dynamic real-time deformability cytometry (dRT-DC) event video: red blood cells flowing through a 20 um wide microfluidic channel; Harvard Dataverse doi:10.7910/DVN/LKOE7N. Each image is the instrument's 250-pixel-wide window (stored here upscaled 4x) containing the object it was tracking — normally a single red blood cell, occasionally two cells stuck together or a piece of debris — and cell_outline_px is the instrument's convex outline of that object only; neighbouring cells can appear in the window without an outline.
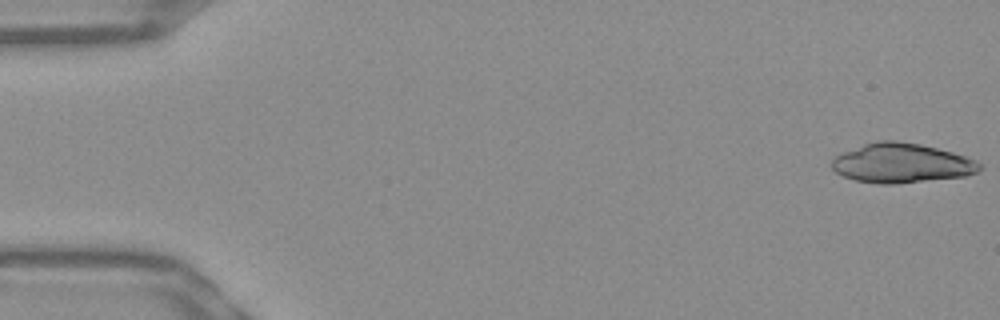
{"species": "Egyptian fruit bat (a non-hibernating species)", "species_latin": "Rousettus aegyptiacus", "temperature_condition": "warm", "stored_images_in_passage": 24, "camera_frame_rate_fps": 3000, "um_per_image_px": 0.085, "frame": {"image": 1, "passage_image": 1, "time_ms": 0.0, "image_size_px": [1000, 320], "cell_outline_px": [[980, 168], [976, 172], [964, 176], [896, 184], [880, 184], [856, 180], [844, 176], [836, 172], [832, 168], [832, 160], [836, 156], [844, 152], [864, 144], [876, 140], [896, 140], [920, 144], [952, 152], [976, 160], [980, 164]], "centroid_in_image_um": [76.62, 13.86], "position_along_channel_um": 8.4, "area_um2": 33.7}}
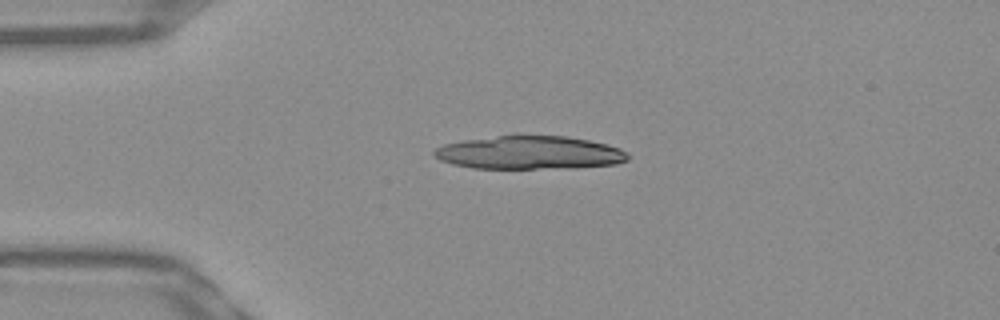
{"frame": {"image": 2, "passage_image": 12, "time_ms": 3.667, "image_size_px": [1000, 320], "cell_outline_px": [[628, 160], [616, 164], [576, 168], [472, 168], [452, 164], [440, 160], [432, 152], [436, 148], [444, 144], [464, 140], [496, 136], [564, 136], [588, 140], [608, 144], [620, 148], [628, 156]], "centroid_in_image_um": [45.02, 12.98], "position_along_channel_um": 40.0, "area_um2": 37.4}}